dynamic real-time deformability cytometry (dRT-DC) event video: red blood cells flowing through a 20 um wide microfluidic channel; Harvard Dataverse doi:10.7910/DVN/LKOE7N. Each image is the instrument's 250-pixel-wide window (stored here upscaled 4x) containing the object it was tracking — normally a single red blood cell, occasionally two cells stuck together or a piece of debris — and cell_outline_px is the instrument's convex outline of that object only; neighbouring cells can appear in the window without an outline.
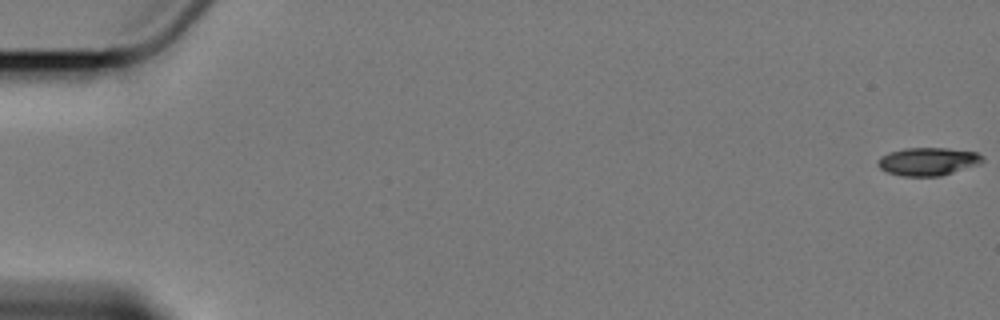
{"species": "Egyptian fruit bat (a non-hibernating species)", "species_latin": "Rousettus aegyptiacus", "temperature_condition": "cold", "stored_images_in_passage": 5, "camera_frame_rate_fps": 3000, "um_per_image_px": 0.085, "animal": {"sex": "female"}, "frame": {"image": 1, "passage_image": 1, "time_ms": 0.0, "image_size_px": [1000, 320], "cell_outline_px": [[984, 160], [980, 164], [940, 176], [900, 176], [888, 172], [880, 168], [876, 164], [876, 160], [880, 156], [892, 152], [908, 148], [944, 148], [976, 152], [984, 156]], "centroid_in_image_um": [78.88, 13.73], "position_along_channel_um": 6.1, "area_um2": 17.05}}